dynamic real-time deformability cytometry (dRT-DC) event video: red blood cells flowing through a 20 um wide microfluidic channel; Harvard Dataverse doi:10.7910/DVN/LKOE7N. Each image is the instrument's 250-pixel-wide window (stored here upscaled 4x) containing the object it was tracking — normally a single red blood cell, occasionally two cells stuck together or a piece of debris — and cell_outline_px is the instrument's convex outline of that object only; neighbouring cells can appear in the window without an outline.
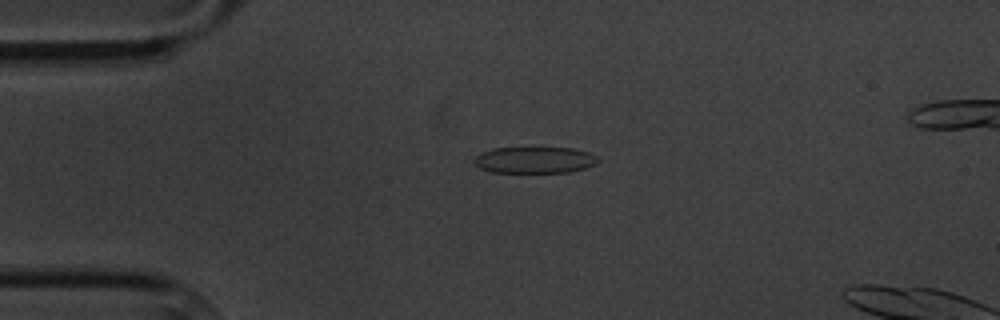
{"species": "common noctule bat (a hibernating species)", "species_latin": "Nyctalus noctula", "temperature_condition": "cold", "stored_images_in_passage": 48, "camera_frame_rate_fps": 3000, "um_per_image_px": 0.085, "animal": {"sex": "male", "body_mass_g": 20.1, "forearm_length_mm": 53.5}, "frame": {"image": 1, "passage_image": 4, "time_ms": 1.0, "image_size_px": [1000, 320], "cell_outline_px": [[600, 160], [596, 164], [584, 168], [568, 172], [492, 172], [480, 168], [472, 160], [480, 152], [492, 148], [576, 148], [588, 152], [596, 156]], "centroid_in_image_um": [45.44, 13.59], "position_along_channel_um": 39.6, "area_um2": 19.07}}
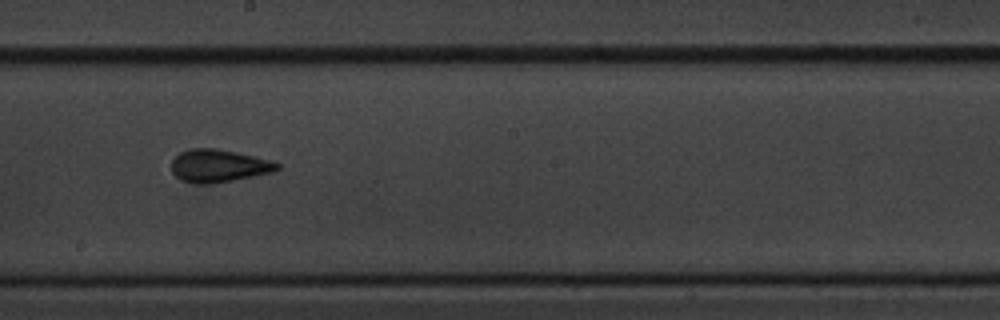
{"frame": {"image": 2, "passage_image": 23, "time_ms": 7.333, "image_size_px": [1000, 320], "cell_outline_px": [[280, 168], [272, 172], [232, 180], [208, 184], [196, 184], [180, 180], [172, 172], [172, 160], [180, 152], [188, 148], [216, 148], [236, 152], [272, 160], [280, 164]], "centroid_in_image_um": [18.57, 14.08], "position_along_channel_um": 229.6, "area_um2": 20.17}}
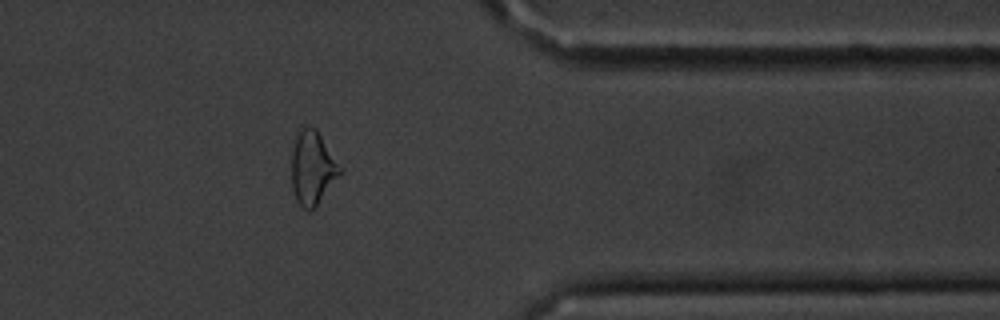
{"frame": {"image": 3, "passage_image": 38, "time_ms": 12.333, "image_size_px": [1000, 320], "cell_outline_px": [[344, 168], [316, 204], [308, 212], [296, 200], [292, 188], [292, 152], [296, 136], [304, 128], [316, 128]], "centroid_in_image_um": [26.57, 14.25], "position_along_channel_um": 384.8, "area_um2": 20.29}}